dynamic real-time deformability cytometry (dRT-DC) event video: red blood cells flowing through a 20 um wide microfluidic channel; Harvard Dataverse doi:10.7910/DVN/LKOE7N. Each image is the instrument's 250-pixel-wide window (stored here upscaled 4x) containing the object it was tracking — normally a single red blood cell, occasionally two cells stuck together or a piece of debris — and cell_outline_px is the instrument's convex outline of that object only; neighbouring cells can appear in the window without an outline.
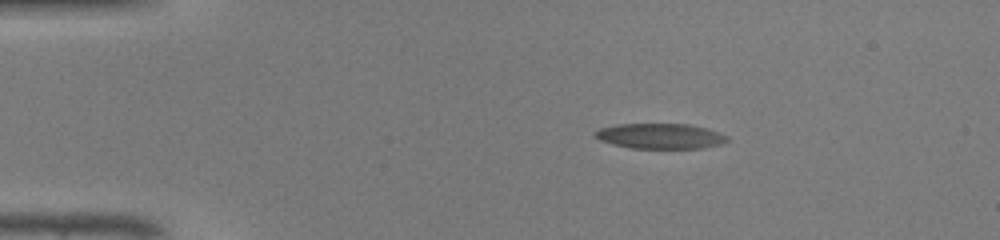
{"species": "common noctule bat (a hibernating species)", "species_latin": "Nyctalus noctula", "temperature_condition": "warm", "stored_images_in_passage": 41, "camera_frame_rate_fps": 3000, "um_per_image_px": 0.085, "animal": {"sex": "male", "body_mass_g": 19.0, "forearm_length_mm": 50.8}, "frame": {"image": 1, "passage_image": 1, "time_ms": 0.0, "image_size_px": [1000, 240], "cell_outline_px": [[728, 140], [720, 144], [704, 148], [628, 148], [612, 144], [600, 140], [592, 136], [600, 128], [616, 124], [688, 124], [708, 128], [720, 132], [728, 136]], "centroid_in_image_um": [56.12, 11.56], "position_along_channel_um": 28.9, "area_um2": 19.59}}
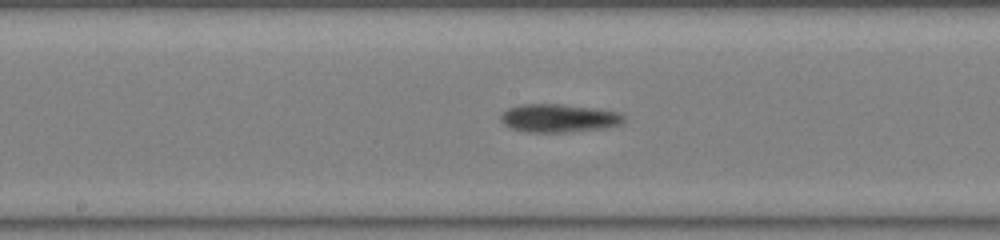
{"frame": {"image": 2, "passage_image": 18, "time_ms": 5.667, "image_size_px": [1000, 240], "cell_outline_px": [[624, 120], [620, 124], [600, 128], [564, 132], [528, 132], [512, 128], [504, 124], [500, 120], [500, 116], [508, 108], [524, 104], [560, 104], [592, 108], [620, 112], [624, 116]], "centroid_in_image_um": [47.47, 10.03], "position_along_channel_um": 200.7, "area_um2": 19.88}}
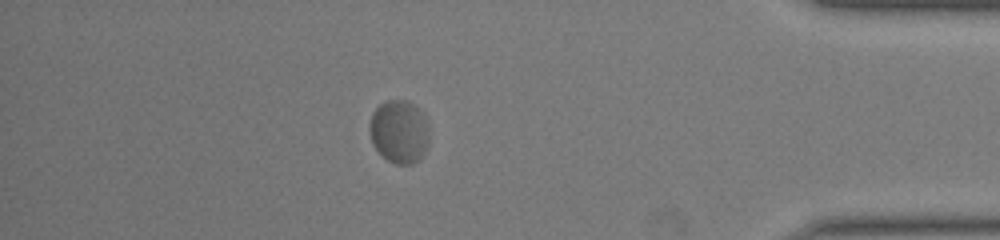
{"frame": {"image": 3, "passage_image": 35, "time_ms": 11.333, "image_size_px": [1000, 240], "cell_outline_px": [[428, 144], [424, 152], [412, 164], [396, 164], [388, 160], [372, 144], [368, 128], [368, 124], [372, 112], [380, 104], [388, 100], [408, 100], [420, 108], [424, 112], [428, 120]], "centroid_in_image_um": [33.93, 11.14], "position_along_channel_um": 401.3, "area_um2": 22.25}, "authors_computed_cell_mechanics": {"area_um2": 20.6346, "velocity_mm_per_s": 4.1655, "shape_relaxation_time_tau1_ms": 7.3744, "shape_relaxation_time_tau2_ms": null, "deformation_change_tau1": 0.1972, "deformation_change_tau2": null}}